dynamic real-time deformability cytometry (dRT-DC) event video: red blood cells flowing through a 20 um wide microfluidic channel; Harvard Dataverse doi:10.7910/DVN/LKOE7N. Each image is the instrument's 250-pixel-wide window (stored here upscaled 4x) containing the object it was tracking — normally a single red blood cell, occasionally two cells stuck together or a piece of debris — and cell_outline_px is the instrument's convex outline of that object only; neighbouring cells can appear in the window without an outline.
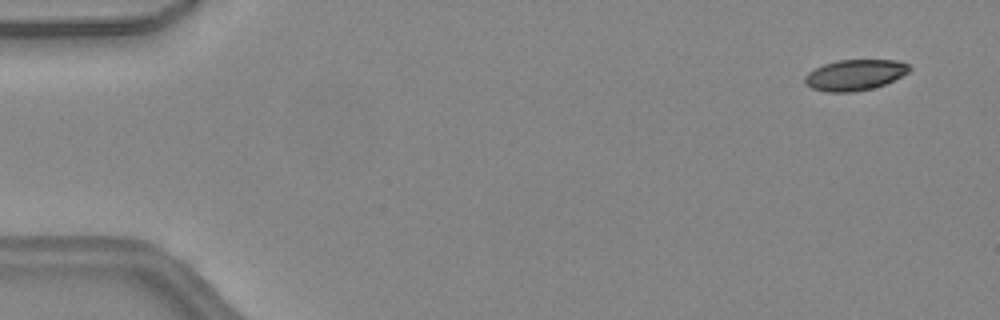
{"species": "common noctule bat (a hibernating species)", "species_latin": "Nyctalus noctula", "temperature_condition": "warm", "stored_images_in_passage": 46, "camera_frame_rate_fps": 3000, "um_per_image_px": 0.085, "animal": {"sex": "female", "body_mass_g": 24.6, "forearm_length_mm": 56.2}, "frame": {"image": 1, "passage_image": 3, "time_ms": 0.667, "image_size_px": [1000, 320], "cell_outline_px": [[912, 68], [908, 72], [884, 84], [872, 88], [852, 92], [828, 92], [812, 88], [804, 84], [804, 76], [808, 72], [824, 64], [836, 60], [896, 60], [908, 64]], "centroid_in_image_um": [72.63, 6.36], "position_along_channel_um": 12.4, "area_um2": 18.67}}
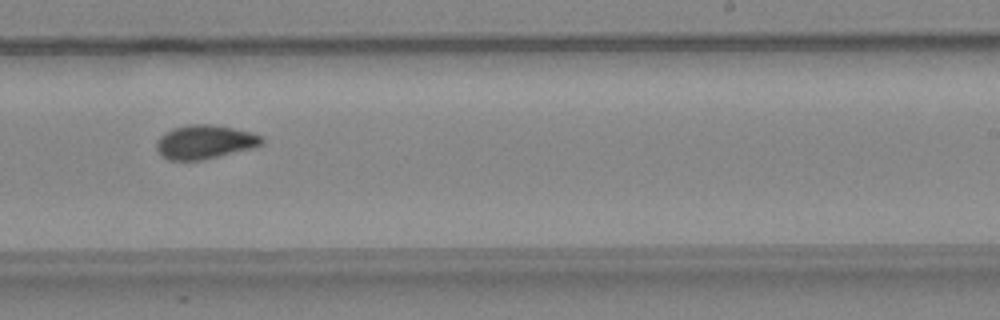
{"frame": {"image": 2, "passage_image": 29, "time_ms": 9.333, "image_size_px": [1000, 320], "cell_outline_px": [[264, 140], [260, 144], [248, 148], [200, 160], [168, 160], [160, 156], [156, 148], [156, 140], [164, 132], [172, 128], [188, 124], [212, 124], [252, 132], [260, 136]], "centroid_in_image_um": [17.3, 12.05], "position_along_channel_um": 271.7, "area_um2": 20.52}}
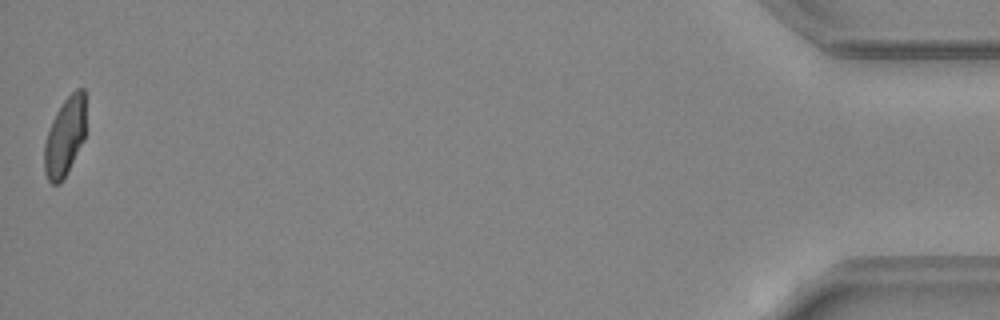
{"frame": {"image": 3, "passage_image": 46, "time_ms": 15.0, "image_size_px": [1000, 320], "cell_outline_px": [[84, 140], [60, 184], [52, 184], [48, 180], [44, 172], [44, 144], [52, 120], [56, 112], [64, 100], [76, 88], [84, 88]], "centroid_in_image_um": [5.49, 11.63], "position_along_channel_um": 429.7, "area_um2": 18.73}, "authors_computed_cell_mechanics": {"area_um2": 20.0855, "velocity_mm_per_s": 4.5193, "shape_relaxation_time_tau1_ms": null, "shape_relaxation_time_tau2_ms": 2.144, "deformation_change_tau1": null, "deformation_change_tau2": 0.0805}}